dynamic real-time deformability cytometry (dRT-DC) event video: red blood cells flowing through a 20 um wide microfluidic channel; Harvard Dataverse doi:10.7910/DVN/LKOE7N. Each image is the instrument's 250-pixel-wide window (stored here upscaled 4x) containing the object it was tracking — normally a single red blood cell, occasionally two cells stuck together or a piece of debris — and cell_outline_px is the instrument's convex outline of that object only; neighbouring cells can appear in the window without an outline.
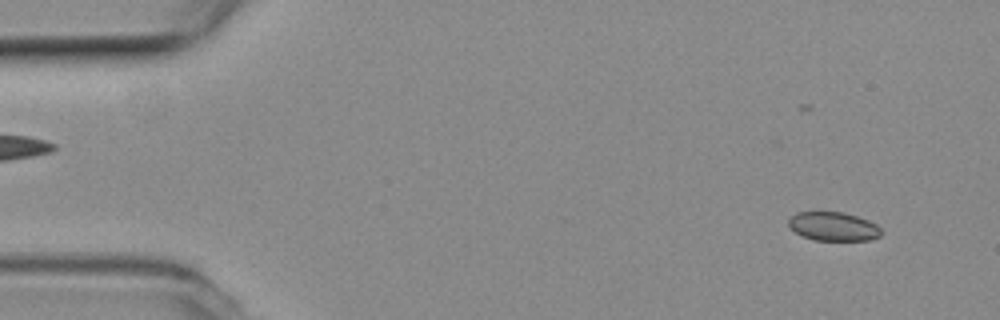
{"species": "common noctule bat (a hibernating species)", "species_latin": "Nyctalus noctula", "temperature_condition": "room temperature", "stored_images_in_passage": 53, "camera_frame_rate_fps": 3000, "um_per_image_px": 0.085, "animal": {"sex": "female", "body_mass_g": 19.3, "forearm_length_mm": 54.1}, "frame": {"image": 1, "passage_image": 4, "time_ms": 1.0, "image_size_px": [1000, 320], "cell_outline_px": [[884, 232], [880, 236], [872, 240], [812, 240], [796, 232], [788, 224], [788, 220], [796, 212], [844, 212], [868, 220], [876, 224]], "centroid_in_image_um": [70.87, 19.25], "position_along_channel_um": 14.1, "area_um2": 15.55}}
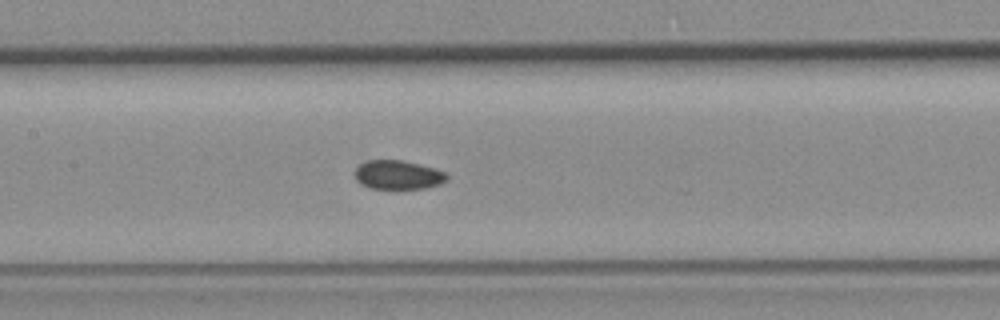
{"frame": {"image": 2, "passage_image": 25, "time_ms": 8.0, "image_size_px": [1000, 320], "cell_outline_px": [[448, 180], [440, 184], [424, 188], [372, 188], [360, 184], [356, 180], [356, 168], [360, 164], [368, 160], [400, 160], [420, 164], [444, 172], [448, 176]], "centroid_in_image_um": [33.83, 14.86], "position_along_channel_um": 173.6, "area_um2": 15.32}}
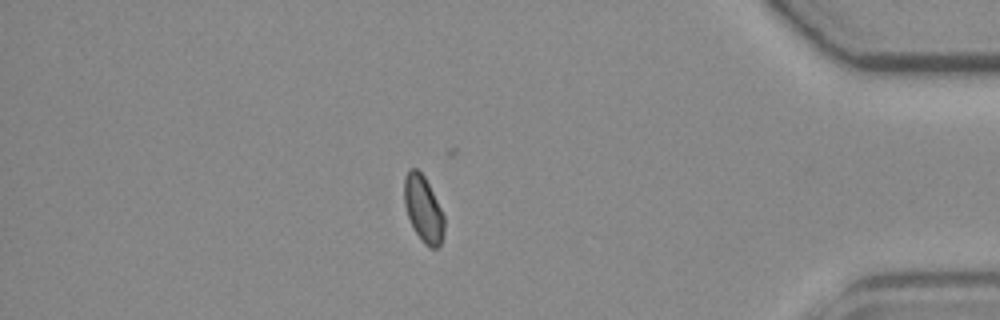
{"frame": {"image": 3, "passage_image": 46, "time_ms": 15.0, "image_size_px": [1000, 320], "cell_outline_px": [[444, 236], [440, 244], [436, 248], [432, 248], [424, 244], [420, 240], [408, 216], [404, 204], [404, 176], [408, 168], [416, 168], [424, 176], [444, 216]], "centroid_in_image_um": [35.97, 17.76], "position_along_channel_um": 399.2, "area_um2": 15.32}, "authors_computed_cell_mechanics": {"area_um2": 16.2996, "velocity_mm_per_s": 3.8155, "shape_relaxation_time_tau1_ms": null, "shape_relaxation_time_tau2_ms": 5.5384, "deformation_change_tau1": null, "deformation_change_tau2": 0.0714}}